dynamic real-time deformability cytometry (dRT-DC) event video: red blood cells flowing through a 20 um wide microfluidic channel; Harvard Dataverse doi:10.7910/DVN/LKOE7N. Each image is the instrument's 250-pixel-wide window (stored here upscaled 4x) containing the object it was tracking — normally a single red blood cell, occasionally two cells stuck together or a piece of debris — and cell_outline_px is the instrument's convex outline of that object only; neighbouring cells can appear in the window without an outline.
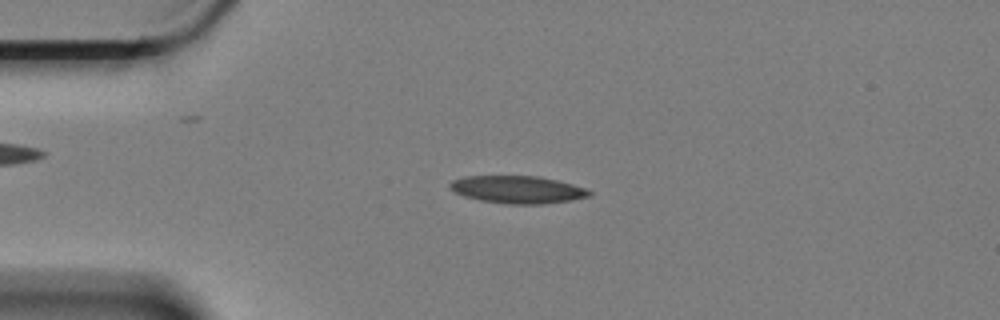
{"species": "Egyptian fruit bat (a non-hibernating species)", "species_latin": "Rousettus aegyptiacus", "temperature_condition": "cold", "stored_images_in_passage": 56, "camera_frame_rate_fps": 3000, "um_per_image_px": 0.085, "animal": {"sex": "female"}, "frame": {"image": 1, "passage_image": 11, "time_ms": 3.333, "image_size_px": [1000, 320], "cell_outline_px": [[592, 196], [572, 200], [540, 204], [508, 204], [480, 200], [464, 196], [448, 188], [448, 184], [452, 180], [464, 176], [540, 176], [572, 184], [584, 188], [592, 192]], "centroid_in_image_um": [43.98, 16.11], "position_along_channel_um": 41.0, "area_um2": 22.37}}
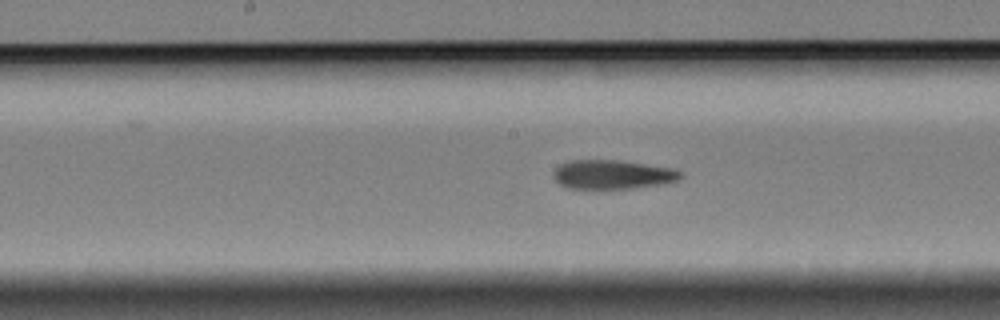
{"frame": {"image": 2, "passage_image": 27, "time_ms": 8.667, "image_size_px": [1000, 320], "cell_outline_px": [[684, 176], [676, 180], [664, 184], [632, 188], [568, 188], [560, 184], [552, 176], [552, 172], [560, 164], [572, 160], [612, 160], [644, 164], [672, 168], [684, 172]], "centroid_in_image_um": [52.07, 14.83], "position_along_channel_um": 196.1, "area_um2": 21.39}}
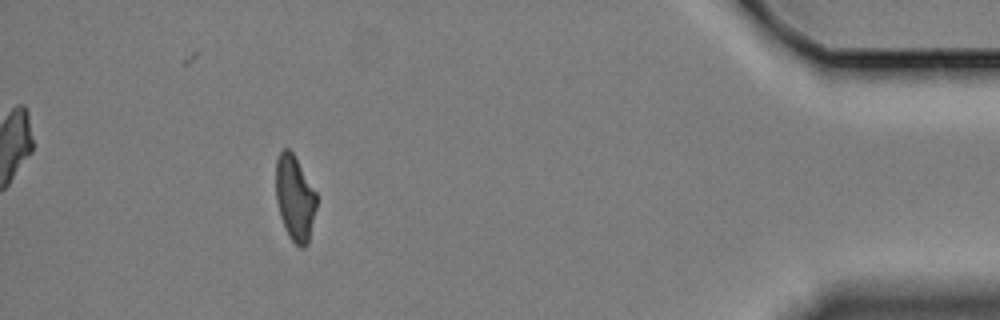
{"frame": {"image": 3, "passage_image": 51, "time_ms": 16.667, "image_size_px": [1000, 320], "cell_outline_px": [[316, 208], [308, 244], [304, 248], [300, 248], [288, 236], [284, 228], [280, 216], [276, 200], [276, 160], [280, 152], [284, 148], [288, 148], [292, 152], [316, 192]], "centroid_in_image_um": [25.05, 16.86], "position_along_channel_um": 410.1, "area_um2": 20.17}, "authors_computed_cell_mechanics": {"area_um2": 21.8195, "velocity_mm_per_s": 3.3538, "shape_relaxation_time_tau1_ms": null, "shape_relaxation_time_tau2_ms": 3.7285, "deformation_change_tau1": null, "deformation_change_tau2": 0.1151}}